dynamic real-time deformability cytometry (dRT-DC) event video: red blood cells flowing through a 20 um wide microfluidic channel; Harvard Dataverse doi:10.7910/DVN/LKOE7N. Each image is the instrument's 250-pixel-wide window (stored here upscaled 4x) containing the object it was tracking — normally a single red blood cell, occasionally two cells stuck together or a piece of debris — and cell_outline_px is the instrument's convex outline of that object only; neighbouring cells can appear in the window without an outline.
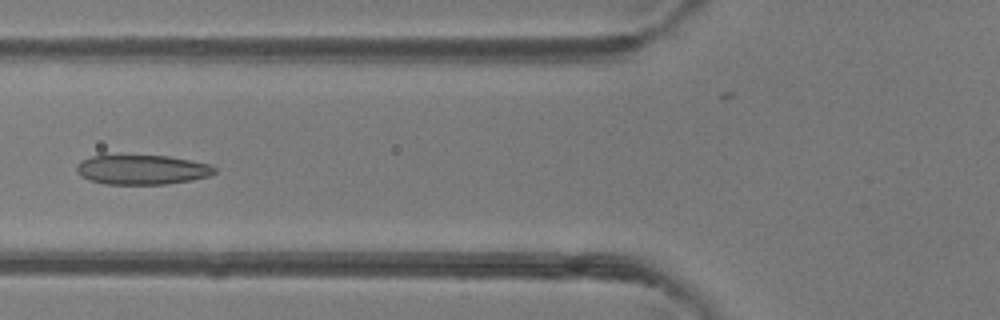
{"species": "common noctule bat (a hibernating species)", "species_latin": "Nyctalus noctula", "temperature_condition": "room temperature", "stored_images_in_passage": 5, "camera_frame_rate_fps": 3000, "um_per_image_px": 0.085, "animal": {"sex": "female"}, "frame": {"image": 1, "passage_image": 4, "time_ms": 1.0, "image_size_px": [1000, 320], "cell_outline_px": [[216, 172], [208, 176], [192, 180], [168, 184], [104, 184], [88, 180], [80, 176], [76, 172], [76, 164], [80, 160], [92, 156], [168, 156], [212, 164], [216, 168]], "centroid_in_image_um": [12.06, 14.43], "position_along_channel_um": 113.7, "area_um2": 23.93}}
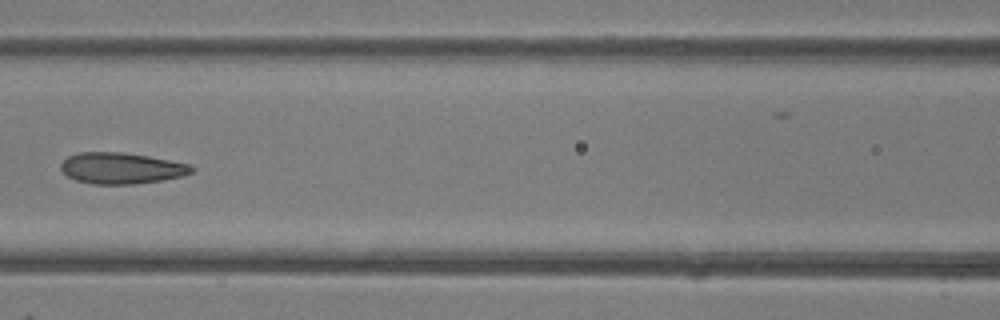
{"frame": {"image": 2, "passage_image": 5, "time_ms": 1.333, "image_size_px": [1000, 320], "cell_outline_px": [[196, 168], [192, 172], [184, 176], [160, 180], [132, 184], [92, 184], [76, 180], [68, 176], [60, 168], [60, 164], [68, 156], [80, 152], [120, 152], [148, 156], [192, 164]], "centroid_in_image_um": [10.34, 14.29], "position_along_channel_um": 156.3, "area_um2": 23.76}}